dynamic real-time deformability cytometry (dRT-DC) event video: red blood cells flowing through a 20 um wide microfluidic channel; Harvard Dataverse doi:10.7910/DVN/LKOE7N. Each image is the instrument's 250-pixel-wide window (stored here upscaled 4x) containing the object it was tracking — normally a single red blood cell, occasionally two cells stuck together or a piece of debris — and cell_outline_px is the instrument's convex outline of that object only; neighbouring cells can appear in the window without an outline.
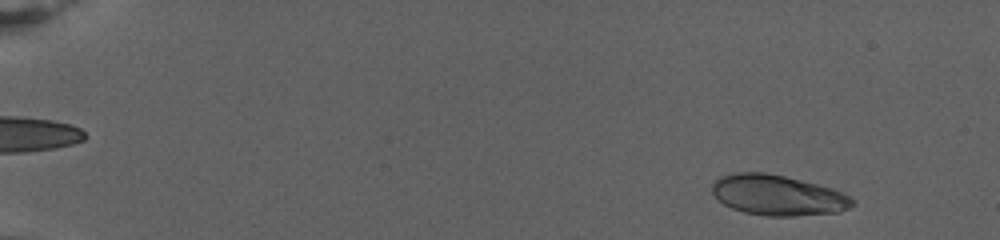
{"species": "human", "species_latin": "Homo sapiens", "temperature_condition": "warm", "stored_images_in_passage": 79, "camera_frame_rate_fps": 3000, "um_per_image_px": 0.085, "donor": {"sex": "female"}, "frame": {"image": 1, "passage_image": 8, "time_ms": 2.333, "image_size_px": [1000, 240], "cell_outline_px": [[856, 204], [840, 212], [796, 216], [768, 216], [744, 212], [732, 208], [716, 200], [712, 192], [712, 184], [720, 176], [736, 172], [764, 172], [784, 176], [832, 188], [844, 192], [856, 200]], "centroid_in_image_um": [66.13, 16.6], "position_along_channel_um": 18.9, "area_um2": 33.29}}
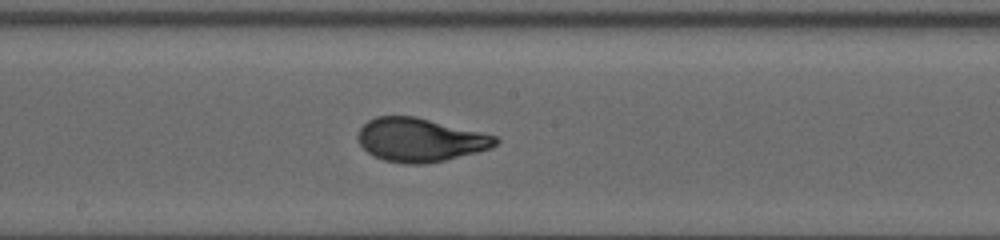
{"frame": {"image": 2, "passage_image": 46, "time_ms": 15.0, "image_size_px": [1000, 240], "cell_outline_px": [[500, 140], [492, 148], [444, 160], [424, 164], [404, 164], [384, 160], [372, 156], [356, 140], [356, 136], [360, 128], [368, 120], [376, 116], [416, 116], [496, 136]], "centroid_in_image_um": [35.67, 11.89], "position_along_channel_um": 212.5, "area_um2": 34.91}}
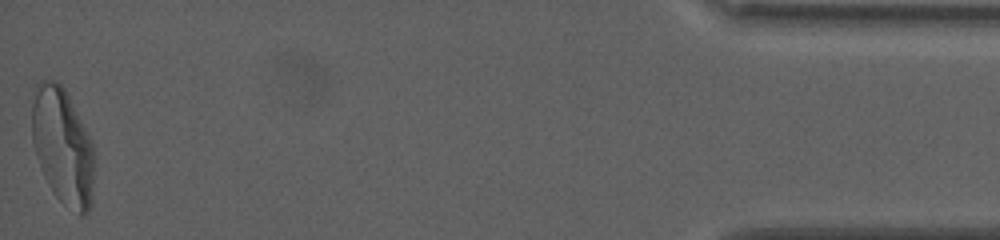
{"frame": {"image": 3, "passage_image": 79, "time_ms": 26.0, "image_size_px": [1000, 240], "cell_outline_px": [[92, 200], [88, 212], [80, 216], [60, 200], [56, 196], [48, 184], [40, 168], [36, 156], [32, 140], [32, 88], [40, 80], [56, 80], [64, 88], [92, 140]], "centroid_in_image_um": [5.29, 12.39], "position_along_channel_um": 429.9, "area_um2": 42.19}, "authors_computed_cell_mechanics": {"area_um2": 34.2754, "velocity_mm_per_s": 2.701, "shape_relaxation_time_tau1_ms": 6.3784, "shape_relaxation_time_tau2_ms": null, "deformation_change_tau1": 0.2414, "deformation_change_tau2": null}}